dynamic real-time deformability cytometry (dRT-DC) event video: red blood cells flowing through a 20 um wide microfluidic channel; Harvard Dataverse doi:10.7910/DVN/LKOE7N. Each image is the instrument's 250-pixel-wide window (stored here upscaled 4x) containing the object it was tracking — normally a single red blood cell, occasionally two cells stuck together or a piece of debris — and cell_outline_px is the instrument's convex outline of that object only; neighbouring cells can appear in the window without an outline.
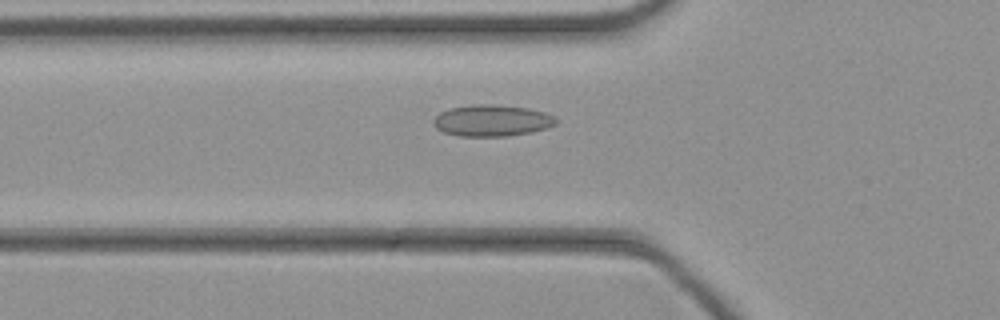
{"species": "common noctule bat (a hibernating species)", "species_latin": "Nyctalus noctula", "temperature_condition": "cold", "stored_images_in_passage": 46, "camera_frame_rate_fps": 3000, "um_per_image_px": 0.085, "animal": {"sex": "female", "body_mass_g": 21.9}, "frame": {"image": 1, "passage_image": 16, "time_ms": 5.0, "image_size_px": [1000, 320], "cell_outline_px": [[556, 124], [532, 132], [508, 136], [460, 136], [444, 132], [436, 128], [432, 120], [440, 112], [448, 108], [472, 104], [496, 104], [528, 108], [544, 112], [556, 116]], "centroid_in_image_um": [41.8, 10.23], "position_along_channel_um": 84.0, "area_um2": 22.6}}
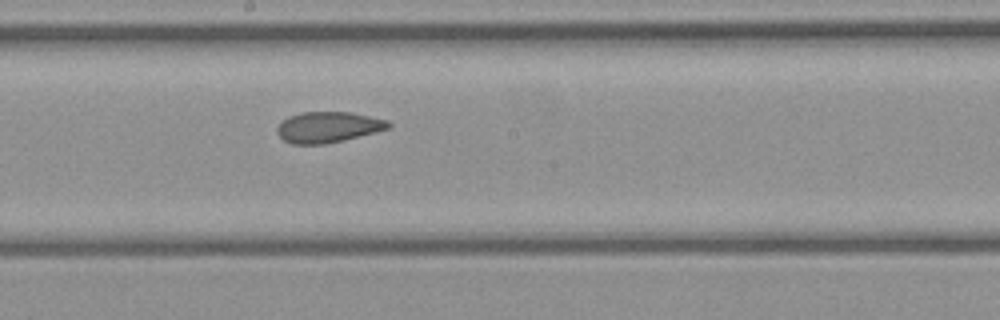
{"frame": {"image": 2, "passage_image": 25, "time_ms": 8.0, "image_size_px": [1000, 320], "cell_outline_px": [[392, 124], [388, 128], [344, 140], [324, 144], [292, 144], [284, 140], [276, 132], [276, 128], [288, 116], [300, 112], [348, 112], [388, 120]], "centroid_in_image_um": [27.85, 10.8], "position_along_channel_um": 220.3, "area_um2": 19.77}}
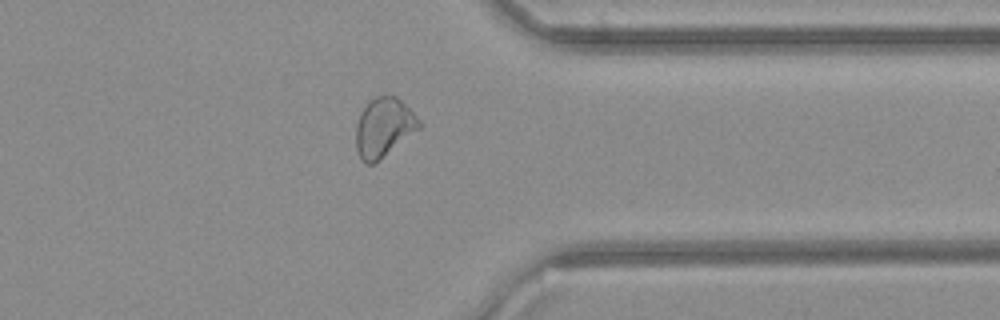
{"frame": {"image": 3, "passage_image": 36, "time_ms": 11.667, "image_size_px": [1000, 320], "cell_outline_px": [[424, 124], [420, 128], [372, 164], [368, 164], [360, 160], [356, 148], [356, 124], [360, 112], [368, 100], [376, 96], [396, 96]], "centroid_in_image_um": [32.59, 10.81], "position_along_channel_um": 378.8, "area_um2": 21.5}}